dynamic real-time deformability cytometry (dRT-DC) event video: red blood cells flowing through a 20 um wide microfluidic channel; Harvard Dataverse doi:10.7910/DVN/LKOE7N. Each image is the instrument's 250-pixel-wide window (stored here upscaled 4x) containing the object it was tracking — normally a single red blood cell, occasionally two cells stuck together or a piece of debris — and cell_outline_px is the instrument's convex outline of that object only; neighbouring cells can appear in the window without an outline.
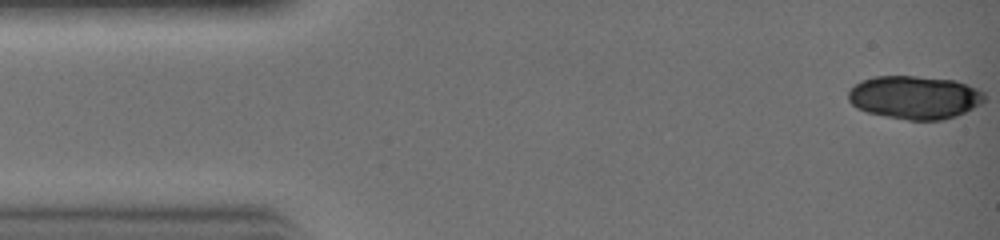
{"species": "common noctule bat (a hibernating species)", "species_latin": "Nyctalus noctula", "temperature_condition": "warm", "stored_images_in_passage": 4, "camera_frame_rate_fps": 3000, "um_per_image_px": 0.085, "animal": {"sex": "female", "body_mass_g": 19.0, "forearm_length_mm": 51.5}, "frame": {"image": 1, "passage_image": 1, "time_ms": 0.0, "image_size_px": [1000, 240], "cell_outline_px": [[984, 100], [980, 104], [956, 116], [940, 120], [908, 120], [868, 112], [856, 108], [848, 100], [848, 88], [864, 80], [876, 76], [912, 76], [956, 80], [968, 84], [984, 92]], "centroid_in_image_um": [77.74, 8.27], "position_along_channel_um": 7.3, "area_um2": 34.16}}